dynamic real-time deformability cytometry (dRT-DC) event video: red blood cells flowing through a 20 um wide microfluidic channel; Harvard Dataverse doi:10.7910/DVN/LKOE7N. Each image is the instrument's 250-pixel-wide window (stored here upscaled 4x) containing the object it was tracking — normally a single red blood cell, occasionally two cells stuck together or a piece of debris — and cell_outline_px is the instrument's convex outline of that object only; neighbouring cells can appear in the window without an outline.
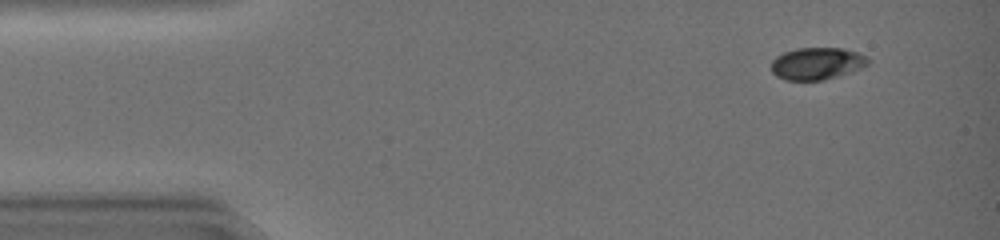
{"species": "common noctule bat (a hibernating species)", "species_latin": "Nyctalus noctula", "temperature_condition": "warm", "stored_images_in_passage": 43, "camera_frame_rate_fps": 3000, "um_per_image_px": 0.085, "animal": {"sex": "female", "body_mass_g": 19.0, "forearm_length_mm": 51.5}, "frame": {"image": 1, "passage_image": 4, "time_ms": 1.0, "image_size_px": [1000, 240], "cell_outline_px": [[868, 64], [860, 68], [824, 80], [784, 80], [776, 76], [772, 72], [772, 60], [776, 56], [784, 52], [796, 48], [844, 48], [868, 56]], "centroid_in_image_um": [69.41, 5.39], "position_along_channel_um": 15.6, "area_um2": 18.03}}
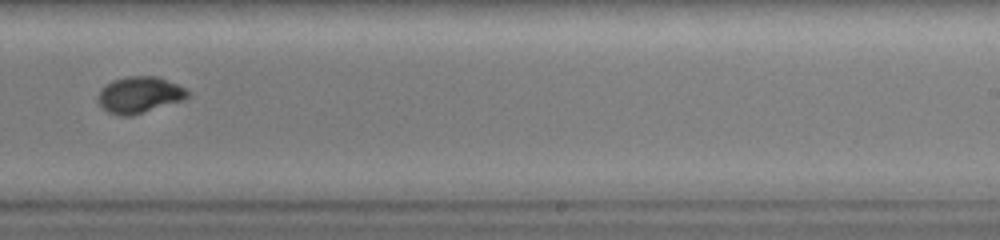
{"frame": {"image": 2, "passage_image": 28, "time_ms": 9.0, "image_size_px": [1000, 240], "cell_outline_px": [[192, 92], [184, 100], [132, 116], [120, 116], [108, 112], [100, 104], [100, 88], [112, 80], [124, 76], [160, 76], [188, 88]], "centroid_in_image_um": [11.93, 8.04], "position_along_channel_um": 277.1, "area_um2": 19.31}}
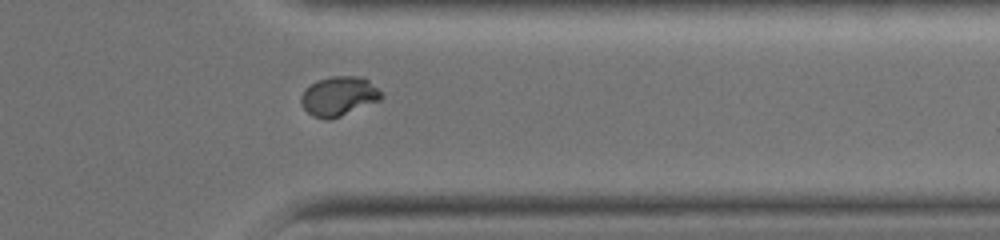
{"frame": {"image": 3, "passage_image": 35, "time_ms": 11.333, "image_size_px": [1000, 240], "cell_outline_px": [[384, 96], [380, 100], [340, 116], [328, 120], [324, 120], [312, 116], [304, 108], [300, 100], [300, 96], [316, 80], [332, 76], [364, 76]], "centroid_in_image_um": [28.79, 8.18], "position_along_channel_um": 382.6, "area_um2": 18.26}, "authors_computed_cell_mechanics": {"area_um2": 19.1896, "velocity_mm_per_s": 4.4702, "shape_relaxation_time_tau1_ms": 5.9536, "shape_relaxation_time_tau2_ms": null, "deformation_change_tau1": 0.2543, "deformation_change_tau2": null}}